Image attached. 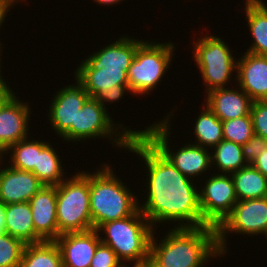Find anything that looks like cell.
I'll return each mask as SVG.
<instances>
[{"label": "cell", "mask_w": 267, "mask_h": 267, "mask_svg": "<svg viewBox=\"0 0 267 267\" xmlns=\"http://www.w3.org/2000/svg\"><path fill=\"white\" fill-rule=\"evenodd\" d=\"M127 150L138 154L149 172L147 197L139 209L154 229L156 223L169 221L177 222V228L209 226L203 220L193 179L183 175L144 135L132 136Z\"/></svg>", "instance_id": "obj_1"}, {"label": "cell", "mask_w": 267, "mask_h": 267, "mask_svg": "<svg viewBox=\"0 0 267 267\" xmlns=\"http://www.w3.org/2000/svg\"><path fill=\"white\" fill-rule=\"evenodd\" d=\"M164 237L158 244L152 234L150 241V254L164 267H203L222 257L216 227H172Z\"/></svg>", "instance_id": "obj_2"}, {"label": "cell", "mask_w": 267, "mask_h": 267, "mask_svg": "<svg viewBox=\"0 0 267 267\" xmlns=\"http://www.w3.org/2000/svg\"><path fill=\"white\" fill-rule=\"evenodd\" d=\"M102 165L89 173L90 211L96 230L106 222L128 217L139 209L137 195L116 177L111 166Z\"/></svg>", "instance_id": "obj_3"}, {"label": "cell", "mask_w": 267, "mask_h": 267, "mask_svg": "<svg viewBox=\"0 0 267 267\" xmlns=\"http://www.w3.org/2000/svg\"><path fill=\"white\" fill-rule=\"evenodd\" d=\"M98 233L101 243L109 246L126 266H139L150 254L153 226L138 209L133 215L102 224ZM127 263V264H126Z\"/></svg>", "instance_id": "obj_4"}, {"label": "cell", "mask_w": 267, "mask_h": 267, "mask_svg": "<svg viewBox=\"0 0 267 267\" xmlns=\"http://www.w3.org/2000/svg\"><path fill=\"white\" fill-rule=\"evenodd\" d=\"M57 224L58 237L65 233L86 232L93 230L90 196L89 172H77L66 178L58 186Z\"/></svg>", "instance_id": "obj_5"}, {"label": "cell", "mask_w": 267, "mask_h": 267, "mask_svg": "<svg viewBox=\"0 0 267 267\" xmlns=\"http://www.w3.org/2000/svg\"><path fill=\"white\" fill-rule=\"evenodd\" d=\"M174 49L172 42L157 43L143 40L127 73L132 95H147L156 88L168 71L174 57Z\"/></svg>", "instance_id": "obj_6"}, {"label": "cell", "mask_w": 267, "mask_h": 267, "mask_svg": "<svg viewBox=\"0 0 267 267\" xmlns=\"http://www.w3.org/2000/svg\"><path fill=\"white\" fill-rule=\"evenodd\" d=\"M170 115L165 119L157 121L144 129V136L185 176L193 178L206 173L212 166L211 153L208 148L187 143L177 149L171 150L169 135L171 131ZM171 116V117H170ZM170 117V118H169ZM173 151V152H172Z\"/></svg>", "instance_id": "obj_7"}, {"label": "cell", "mask_w": 267, "mask_h": 267, "mask_svg": "<svg viewBox=\"0 0 267 267\" xmlns=\"http://www.w3.org/2000/svg\"><path fill=\"white\" fill-rule=\"evenodd\" d=\"M209 35H203L196 43L193 42L192 53L205 83L206 94L214 89L225 88L233 79L231 74L237 71V61L229 45L220 37Z\"/></svg>", "instance_id": "obj_8"}, {"label": "cell", "mask_w": 267, "mask_h": 267, "mask_svg": "<svg viewBox=\"0 0 267 267\" xmlns=\"http://www.w3.org/2000/svg\"><path fill=\"white\" fill-rule=\"evenodd\" d=\"M110 115L100 102L89 98L78 111L76 126H71V141L85 142L87 139L108 137L112 144L125 150L132 136L144 135V130L127 129L120 123L115 124Z\"/></svg>", "instance_id": "obj_9"}, {"label": "cell", "mask_w": 267, "mask_h": 267, "mask_svg": "<svg viewBox=\"0 0 267 267\" xmlns=\"http://www.w3.org/2000/svg\"><path fill=\"white\" fill-rule=\"evenodd\" d=\"M217 244L221 255L227 253L226 234L266 236L267 239V197L239 200L231 213L216 228Z\"/></svg>", "instance_id": "obj_10"}, {"label": "cell", "mask_w": 267, "mask_h": 267, "mask_svg": "<svg viewBox=\"0 0 267 267\" xmlns=\"http://www.w3.org/2000/svg\"><path fill=\"white\" fill-rule=\"evenodd\" d=\"M211 176L199 190V203L203 220L217 228L231 213L238 199L231 174L214 173Z\"/></svg>", "instance_id": "obj_11"}, {"label": "cell", "mask_w": 267, "mask_h": 267, "mask_svg": "<svg viewBox=\"0 0 267 267\" xmlns=\"http://www.w3.org/2000/svg\"><path fill=\"white\" fill-rule=\"evenodd\" d=\"M75 84L56 91L47 114L53 131L66 142H71V126H76V117L84 103L90 98L83 84L74 77Z\"/></svg>", "instance_id": "obj_12"}, {"label": "cell", "mask_w": 267, "mask_h": 267, "mask_svg": "<svg viewBox=\"0 0 267 267\" xmlns=\"http://www.w3.org/2000/svg\"><path fill=\"white\" fill-rule=\"evenodd\" d=\"M142 40L126 35L84 59L77 69L126 71L128 73L138 46Z\"/></svg>", "instance_id": "obj_13"}, {"label": "cell", "mask_w": 267, "mask_h": 267, "mask_svg": "<svg viewBox=\"0 0 267 267\" xmlns=\"http://www.w3.org/2000/svg\"><path fill=\"white\" fill-rule=\"evenodd\" d=\"M14 94L0 109V152L28 138L31 108ZM29 120V121H28Z\"/></svg>", "instance_id": "obj_14"}, {"label": "cell", "mask_w": 267, "mask_h": 267, "mask_svg": "<svg viewBox=\"0 0 267 267\" xmlns=\"http://www.w3.org/2000/svg\"><path fill=\"white\" fill-rule=\"evenodd\" d=\"M54 241L60 248L63 267H89L95 250L101 243L96 229L61 234Z\"/></svg>", "instance_id": "obj_15"}, {"label": "cell", "mask_w": 267, "mask_h": 267, "mask_svg": "<svg viewBox=\"0 0 267 267\" xmlns=\"http://www.w3.org/2000/svg\"><path fill=\"white\" fill-rule=\"evenodd\" d=\"M244 55V56H243ZM237 60L236 81L252 101L267 100V56L245 52Z\"/></svg>", "instance_id": "obj_16"}, {"label": "cell", "mask_w": 267, "mask_h": 267, "mask_svg": "<svg viewBox=\"0 0 267 267\" xmlns=\"http://www.w3.org/2000/svg\"><path fill=\"white\" fill-rule=\"evenodd\" d=\"M7 165L0 169V201L5 205L29 202L44 185L31 171Z\"/></svg>", "instance_id": "obj_17"}, {"label": "cell", "mask_w": 267, "mask_h": 267, "mask_svg": "<svg viewBox=\"0 0 267 267\" xmlns=\"http://www.w3.org/2000/svg\"><path fill=\"white\" fill-rule=\"evenodd\" d=\"M35 232L44 241L58 237L56 186H43L29 201Z\"/></svg>", "instance_id": "obj_18"}, {"label": "cell", "mask_w": 267, "mask_h": 267, "mask_svg": "<svg viewBox=\"0 0 267 267\" xmlns=\"http://www.w3.org/2000/svg\"><path fill=\"white\" fill-rule=\"evenodd\" d=\"M229 88L214 89L205 95L206 106L221 121L248 116L253 102L240 87Z\"/></svg>", "instance_id": "obj_19"}, {"label": "cell", "mask_w": 267, "mask_h": 267, "mask_svg": "<svg viewBox=\"0 0 267 267\" xmlns=\"http://www.w3.org/2000/svg\"><path fill=\"white\" fill-rule=\"evenodd\" d=\"M29 202L8 204L5 207L4 232L25 244L44 241L36 232Z\"/></svg>", "instance_id": "obj_20"}, {"label": "cell", "mask_w": 267, "mask_h": 267, "mask_svg": "<svg viewBox=\"0 0 267 267\" xmlns=\"http://www.w3.org/2000/svg\"><path fill=\"white\" fill-rule=\"evenodd\" d=\"M245 13L253 43L246 51L267 56V4L262 0H245Z\"/></svg>", "instance_id": "obj_21"}, {"label": "cell", "mask_w": 267, "mask_h": 267, "mask_svg": "<svg viewBox=\"0 0 267 267\" xmlns=\"http://www.w3.org/2000/svg\"><path fill=\"white\" fill-rule=\"evenodd\" d=\"M75 77L83 84L90 98H95L102 89L115 85H129L126 71L76 69Z\"/></svg>", "instance_id": "obj_22"}, {"label": "cell", "mask_w": 267, "mask_h": 267, "mask_svg": "<svg viewBox=\"0 0 267 267\" xmlns=\"http://www.w3.org/2000/svg\"><path fill=\"white\" fill-rule=\"evenodd\" d=\"M237 199H256L267 197V178L251 164L231 173Z\"/></svg>", "instance_id": "obj_23"}, {"label": "cell", "mask_w": 267, "mask_h": 267, "mask_svg": "<svg viewBox=\"0 0 267 267\" xmlns=\"http://www.w3.org/2000/svg\"><path fill=\"white\" fill-rule=\"evenodd\" d=\"M18 267H63L60 248L55 241L26 244Z\"/></svg>", "instance_id": "obj_24"}, {"label": "cell", "mask_w": 267, "mask_h": 267, "mask_svg": "<svg viewBox=\"0 0 267 267\" xmlns=\"http://www.w3.org/2000/svg\"><path fill=\"white\" fill-rule=\"evenodd\" d=\"M203 108L194 124L193 134L196 141L193 143L212 150L223 140V125L222 121L206 105L203 104Z\"/></svg>", "instance_id": "obj_25"}, {"label": "cell", "mask_w": 267, "mask_h": 267, "mask_svg": "<svg viewBox=\"0 0 267 267\" xmlns=\"http://www.w3.org/2000/svg\"><path fill=\"white\" fill-rule=\"evenodd\" d=\"M58 152L48 143L38 153L37 166L31 171L35 174L44 186H58L64 177V168Z\"/></svg>", "instance_id": "obj_26"}, {"label": "cell", "mask_w": 267, "mask_h": 267, "mask_svg": "<svg viewBox=\"0 0 267 267\" xmlns=\"http://www.w3.org/2000/svg\"><path fill=\"white\" fill-rule=\"evenodd\" d=\"M214 150V151H213ZM212 167L219 173L231 174L248 164L243 158L242 146L223 139L211 152Z\"/></svg>", "instance_id": "obj_27"}, {"label": "cell", "mask_w": 267, "mask_h": 267, "mask_svg": "<svg viewBox=\"0 0 267 267\" xmlns=\"http://www.w3.org/2000/svg\"><path fill=\"white\" fill-rule=\"evenodd\" d=\"M49 142L38 141L36 139L29 140L28 138L21 140L11 145L3 154H10L11 167L22 170L32 171L37 166L38 153L48 144ZM12 150V151H11Z\"/></svg>", "instance_id": "obj_28"}, {"label": "cell", "mask_w": 267, "mask_h": 267, "mask_svg": "<svg viewBox=\"0 0 267 267\" xmlns=\"http://www.w3.org/2000/svg\"><path fill=\"white\" fill-rule=\"evenodd\" d=\"M223 139L244 145L254 135L251 115L222 121Z\"/></svg>", "instance_id": "obj_29"}, {"label": "cell", "mask_w": 267, "mask_h": 267, "mask_svg": "<svg viewBox=\"0 0 267 267\" xmlns=\"http://www.w3.org/2000/svg\"><path fill=\"white\" fill-rule=\"evenodd\" d=\"M26 244L7 233L0 235V267H18Z\"/></svg>", "instance_id": "obj_30"}, {"label": "cell", "mask_w": 267, "mask_h": 267, "mask_svg": "<svg viewBox=\"0 0 267 267\" xmlns=\"http://www.w3.org/2000/svg\"><path fill=\"white\" fill-rule=\"evenodd\" d=\"M254 134L267 140V100L253 101L250 109Z\"/></svg>", "instance_id": "obj_31"}, {"label": "cell", "mask_w": 267, "mask_h": 267, "mask_svg": "<svg viewBox=\"0 0 267 267\" xmlns=\"http://www.w3.org/2000/svg\"><path fill=\"white\" fill-rule=\"evenodd\" d=\"M116 253L107 245L100 243L94 253L89 267H123Z\"/></svg>", "instance_id": "obj_32"}, {"label": "cell", "mask_w": 267, "mask_h": 267, "mask_svg": "<svg viewBox=\"0 0 267 267\" xmlns=\"http://www.w3.org/2000/svg\"><path fill=\"white\" fill-rule=\"evenodd\" d=\"M267 148V140L254 134L246 144L242 145L243 158L247 164L252 162Z\"/></svg>", "instance_id": "obj_33"}, {"label": "cell", "mask_w": 267, "mask_h": 267, "mask_svg": "<svg viewBox=\"0 0 267 267\" xmlns=\"http://www.w3.org/2000/svg\"><path fill=\"white\" fill-rule=\"evenodd\" d=\"M125 91L130 92L129 85H115L110 88L102 89V91L95 97V99L100 102L107 110L105 106L106 103L110 102L112 104V102H117V100L120 101L119 99H122Z\"/></svg>", "instance_id": "obj_34"}, {"label": "cell", "mask_w": 267, "mask_h": 267, "mask_svg": "<svg viewBox=\"0 0 267 267\" xmlns=\"http://www.w3.org/2000/svg\"><path fill=\"white\" fill-rule=\"evenodd\" d=\"M14 94L12 89L9 88L7 81L0 75V109Z\"/></svg>", "instance_id": "obj_35"}, {"label": "cell", "mask_w": 267, "mask_h": 267, "mask_svg": "<svg viewBox=\"0 0 267 267\" xmlns=\"http://www.w3.org/2000/svg\"><path fill=\"white\" fill-rule=\"evenodd\" d=\"M267 178V148L251 164Z\"/></svg>", "instance_id": "obj_36"}, {"label": "cell", "mask_w": 267, "mask_h": 267, "mask_svg": "<svg viewBox=\"0 0 267 267\" xmlns=\"http://www.w3.org/2000/svg\"><path fill=\"white\" fill-rule=\"evenodd\" d=\"M18 2L17 0H0V28L2 24L4 23V19H6V16H8V12L10 9H12V5Z\"/></svg>", "instance_id": "obj_37"}, {"label": "cell", "mask_w": 267, "mask_h": 267, "mask_svg": "<svg viewBox=\"0 0 267 267\" xmlns=\"http://www.w3.org/2000/svg\"><path fill=\"white\" fill-rule=\"evenodd\" d=\"M138 267H164L151 254Z\"/></svg>", "instance_id": "obj_38"}, {"label": "cell", "mask_w": 267, "mask_h": 267, "mask_svg": "<svg viewBox=\"0 0 267 267\" xmlns=\"http://www.w3.org/2000/svg\"><path fill=\"white\" fill-rule=\"evenodd\" d=\"M6 205L0 201V235L4 233V215Z\"/></svg>", "instance_id": "obj_39"}, {"label": "cell", "mask_w": 267, "mask_h": 267, "mask_svg": "<svg viewBox=\"0 0 267 267\" xmlns=\"http://www.w3.org/2000/svg\"><path fill=\"white\" fill-rule=\"evenodd\" d=\"M94 2L96 1L97 4H100L102 5L103 4V7L106 5H114V4H118L120 3V1L122 2L123 0H93Z\"/></svg>", "instance_id": "obj_40"}, {"label": "cell", "mask_w": 267, "mask_h": 267, "mask_svg": "<svg viewBox=\"0 0 267 267\" xmlns=\"http://www.w3.org/2000/svg\"><path fill=\"white\" fill-rule=\"evenodd\" d=\"M2 46H1V43H0V60H1V52H2V48H1ZM0 73H1V61H0ZM1 75V74H0Z\"/></svg>", "instance_id": "obj_41"}, {"label": "cell", "mask_w": 267, "mask_h": 267, "mask_svg": "<svg viewBox=\"0 0 267 267\" xmlns=\"http://www.w3.org/2000/svg\"><path fill=\"white\" fill-rule=\"evenodd\" d=\"M3 156H4L3 153L0 152V166H1L2 162H3V160H2L3 159Z\"/></svg>", "instance_id": "obj_42"}, {"label": "cell", "mask_w": 267, "mask_h": 267, "mask_svg": "<svg viewBox=\"0 0 267 267\" xmlns=\"http://www.w3.org/2000/svg\"><path fill=\"white\" fill-rule=\"evenodd\" d=\"M123 267H130V266H127V265L125 266V265H124ZM132 267H138V266H134V265H132Z\"/></svg>", "instance_id": "obj_43"}]
</instances>
